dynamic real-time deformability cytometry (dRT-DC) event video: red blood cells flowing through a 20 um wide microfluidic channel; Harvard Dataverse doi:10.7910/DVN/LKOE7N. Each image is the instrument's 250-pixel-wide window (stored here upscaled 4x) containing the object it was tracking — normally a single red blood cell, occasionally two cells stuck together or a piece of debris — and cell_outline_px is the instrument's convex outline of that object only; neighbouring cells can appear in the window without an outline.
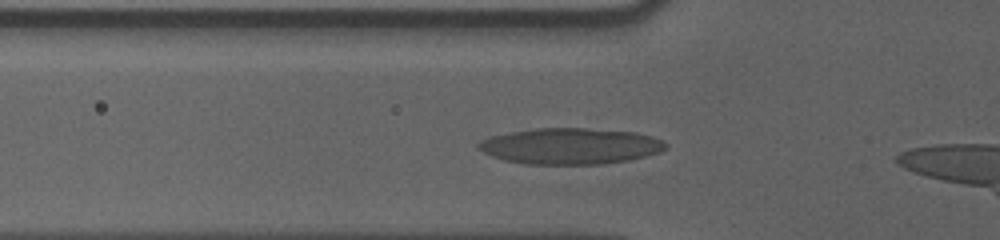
{"species": "human", "species_latin": "Homo sapiens", "temperature_condition": "cold", "stored_images_in_passage": 34, "camera_frame_rate_fps": 3000, "um_per_image_px": 0.085, "donor": {"sex": "male"}, "frame": {"image": 1, "passage_image": 6, "time_ms": 1.667, "image_size_px": [1000, 240], "cell_outline_px": [[668, 144], [660, 152], [628, 160], [604, 164], [524, 164], [504, 160], [492, 156], [484, 152], [476, 144], [480, 140], [488, 136], [536, 128], [588, 128], [636, 132], [652, 136], [664, 140]], "centroid_in_image_um": [48.48, 12.41], "position_along_channel_um": 77.3, "area_um2": 39.48}}
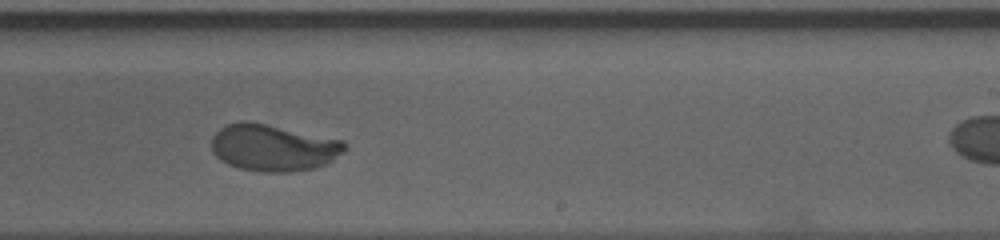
{"frame": {"image": 2, "passage_image": 22, "time_ms": 7.0, "image_size_px": [1000, 240], "cell_outline_px": [[348, 148], [344, 152], [332, 160], [316, 168], [292, 172], [260, 172], [240, 168], [228, 164], [220, 160], [212, 152], [212, 136], [224, 124], [240, 120], [248, 120], [344, 140], [348, 144]], "centroid_in_image_um": [23.23, 12.54], "position_along_channel_um": 265.8, "area_um2": 36.82}}
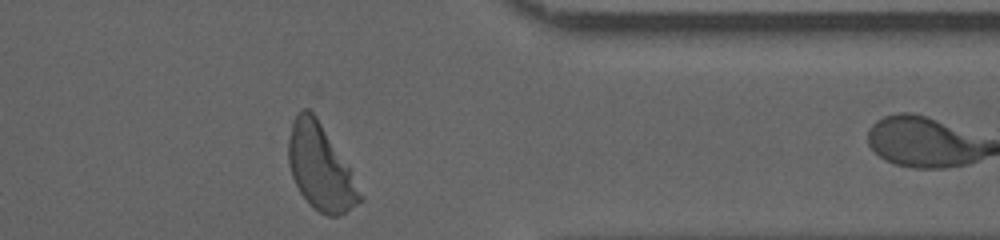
{"frame": {"image": 3, "passage_image": 33, "time_ms": 10.667, "image_size_px": [1000, 240], "cell_outline_px": [[364, 200], [340, 216], [328, 216], [312, 208], [300, 192], [292, 176], [288, 164], [288, 140], [292, 120], [296, 112], [304, 108], [308, 108], [316, 116], [348, 168], [364, 196]], "centroid_in_image_um": [27.21, 14.25], "position_along_channel_um": 384.2, "area_um2": 35.26}}